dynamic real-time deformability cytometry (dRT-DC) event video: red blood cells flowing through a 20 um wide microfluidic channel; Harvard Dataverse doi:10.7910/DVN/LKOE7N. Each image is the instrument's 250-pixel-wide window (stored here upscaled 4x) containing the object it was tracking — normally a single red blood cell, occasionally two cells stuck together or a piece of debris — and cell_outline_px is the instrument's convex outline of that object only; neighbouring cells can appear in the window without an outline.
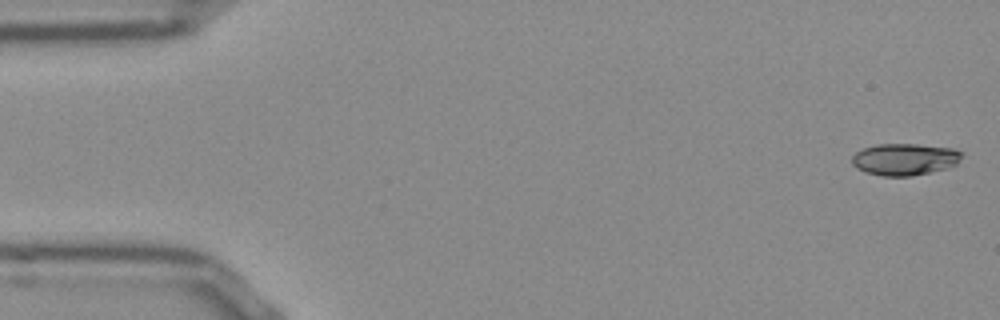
{"species": "Egyptian fruit bat (a non-hibernating species)", "species_latin": "Rousettus aegyptiacus", "temperature_condition": "room temperature", "stored_images_in_passage": 8, "camera_frame_rate_fps": 3000, "um_per_image_px": 0.085, "frame": {"image": 1, "passage_image": 1, "time_ms": 0.0, "image_size_px": [1000, 320], "cell_outline_px": [[964, 156], [956, 164], [948, 168], [912, 176], [880, 176], [864, 172], [856, 168], [852, 164], [852, 156], [856, 152], [864, 148], [876, 144], [916, 144], [952, 148], [964, 152]], "centroid_in_image_um": [76.91, 13.54], "position_along_channel_um": 8.1, "area_um2": 20.63}}